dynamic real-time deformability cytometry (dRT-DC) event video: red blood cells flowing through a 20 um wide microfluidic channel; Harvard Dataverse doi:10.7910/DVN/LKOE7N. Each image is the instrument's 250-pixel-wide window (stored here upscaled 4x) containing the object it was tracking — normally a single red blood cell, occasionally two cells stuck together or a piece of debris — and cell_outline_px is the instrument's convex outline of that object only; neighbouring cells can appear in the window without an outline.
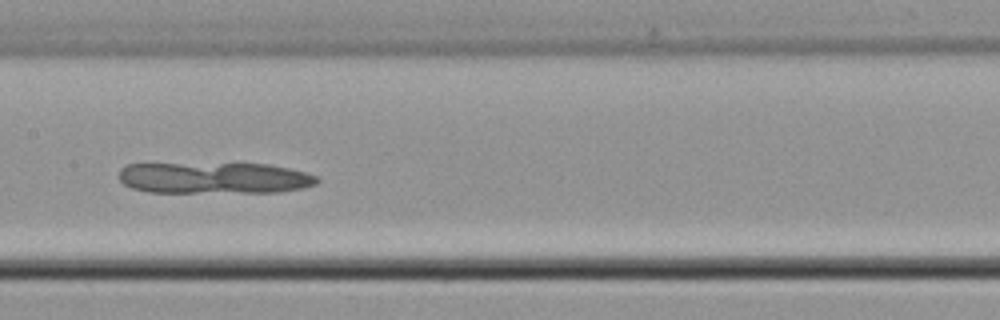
{"species": "common noctule bat (a hibernating species)", "species_latin": "Nyctalus noctula", "temperature_condition": "cold", "stored_images_in_passage": 38, "camera_frame_rate_fps": 3000, "um_per_image_px": 0.085, "animal": {"sex": "male", "body_mass_g": 21.5, "forearm_length_mm": 52.0}, "frame": {"image": 1, "passage_image": 16, "time_ms": 5.0, "image_size_px": [1000, 320], "cell_outline_px": [[320, 180], [316, 184], [304, 188], [280, 192], [148, 192], [132, 188], [124, 184], [120, 180], [120, 168], [128, 164], [268, 164], [288, 168], [304, 172], [316, 176]], "centroid_in_image_um": [18.23, 15.13], "position_along_channel_um": 189.2, "area_um2": 36.07}}
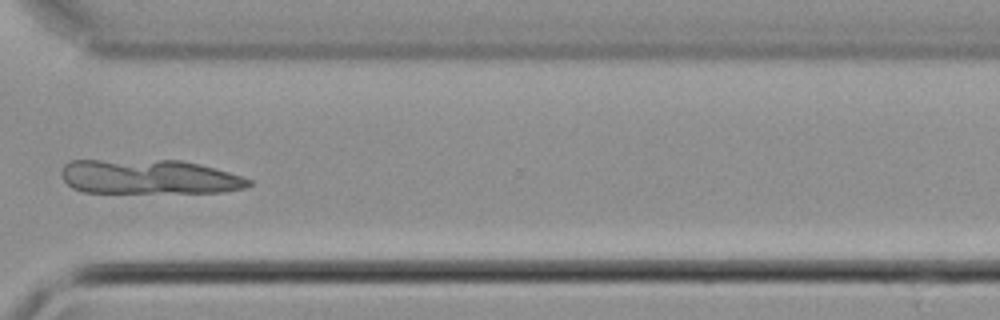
{"frame": {"image": 2, "passage_image": 29, "time_ms": 9.333, "image_size_px": [1000, 320], "cell_outline_px": [[252, 184], [248, 188], [224, 192], [84, 192], [72, 188], [64, 180], [60, 172], [64, 164], [68, 160], [180, 160], [200, 164], [228, 172], [252, 180]], "centroid_in_image_um": [12.67, 15.03], "position_along_channel_um": 357.9, "area_um2": 37.8}}